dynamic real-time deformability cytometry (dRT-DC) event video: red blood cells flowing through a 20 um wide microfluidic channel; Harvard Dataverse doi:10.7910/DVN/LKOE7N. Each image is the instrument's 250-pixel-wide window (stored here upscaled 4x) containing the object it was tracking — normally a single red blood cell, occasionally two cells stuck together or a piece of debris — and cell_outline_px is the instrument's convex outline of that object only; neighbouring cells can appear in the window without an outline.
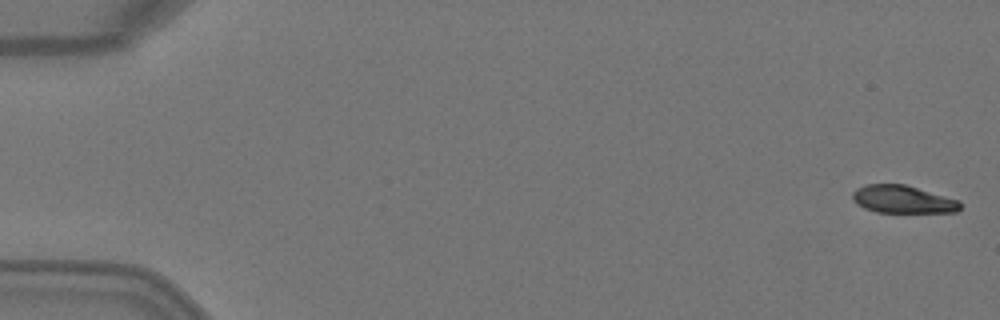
{"species": "Egyptian fruit bat (a non-hibernating species)", "species_latin": "Rousettus aegyptiacus", "temperature_condition": "warm", "stored_images_in_passage": 4, "camera_frame_rate_fps": 3000, "um_per_image_px": 0.085, "animal": {"sex": "female"}, "frame": {"image": 1, "passage_image": 1, "time_ms": 0.0, "image_size_px": [1000, 320], "cell_outline_px": [[960, 208], [956, 212], [876, 212], [864, 208], [856, 204], [852, 200], [852, 192], [856, 188], [864, 184], [904, 184], [960, 200]], "centroid_in_image_um": [76.69, 16.94], "position_along_channel_um": 8.3, "area_um2": 17.46}}
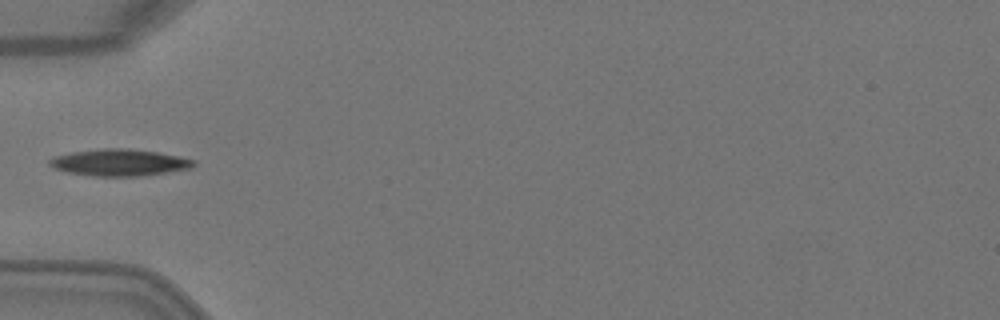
{"frame": {"image": 2, "passage_image": 4, "time_ms": 1.0, "image_size_px": [1000, 320], "cell_outline_px": [[196, 164], [192, 168], [140, 176], [92, 176], [68, 172], [56, 168], [48, 164], [48, 160], [56, 156], [72, 152], [104, 148], [128, 148], [156, 152], [180, 156], [196, 160]], "centroid_in_image_um": [10.19, 13.81], "position_along_channel_um": 74.8, "area_um2": 22.37}}